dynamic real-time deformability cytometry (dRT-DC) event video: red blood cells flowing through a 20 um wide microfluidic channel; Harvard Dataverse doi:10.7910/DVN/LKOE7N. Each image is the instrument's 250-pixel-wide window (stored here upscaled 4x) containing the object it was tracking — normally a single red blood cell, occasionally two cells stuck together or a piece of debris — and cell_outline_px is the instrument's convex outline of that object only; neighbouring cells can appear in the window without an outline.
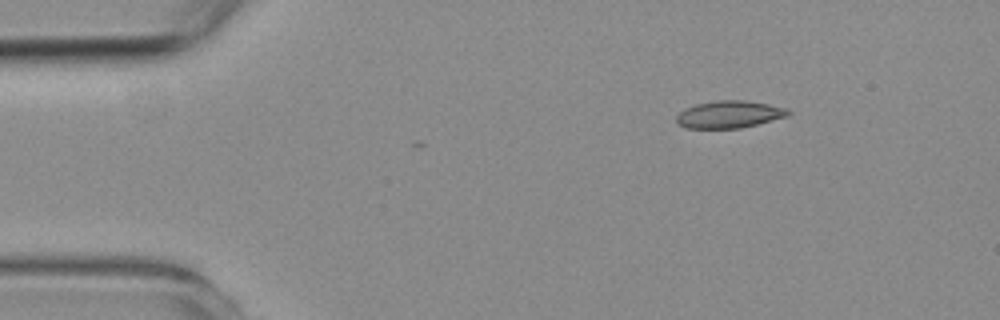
{"species": "common noctule bat (a hibernating species)", "species_latin": "Nyctalus noctula", "temperature_condition": "room temperature", "stored_images_in_passage": 4, "camera_frame_rate_fps": 3000, "um_per_image_px": 0.085, "animal": {"sex": "female", "body_mass_g": 19.3, "forearm_length_mm": 54.1}, "frame": {"image": 1, "passage_image": 1, "time_ms": 0.0, "image_size_px": [1000, 320], "cell_outline_px": [[792, 112], [788, 116], [740, 128], [688, 128], [676, 124], [676, 116], [684, 108], [696, 104], [716, 100], [744, 100], [768, 104], [788, 108]], "centroid_in_image_um": [61.98, 9.72], "position_along_channel_um": 23.0, "area_um2": 17.8}}